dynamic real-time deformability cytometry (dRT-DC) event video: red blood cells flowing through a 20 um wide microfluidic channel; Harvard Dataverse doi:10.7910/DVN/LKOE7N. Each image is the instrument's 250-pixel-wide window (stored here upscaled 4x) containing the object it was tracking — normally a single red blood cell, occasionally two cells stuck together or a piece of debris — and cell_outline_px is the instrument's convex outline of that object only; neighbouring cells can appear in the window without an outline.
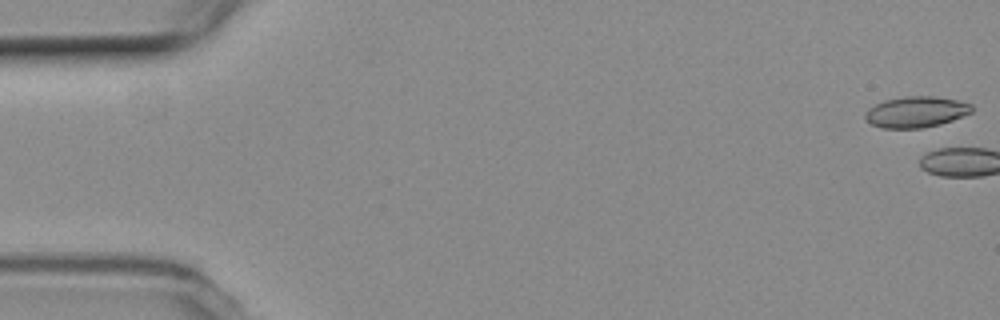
{"species": "common noctule bat (a hibernating species)", "species_latin": "Nyctalus noctula", "temperature_condition": "room temperature", "stored_images_in_passage": 3, "camera_frame_rate_fps": 3000, "um_per_image_px": 0.085, "animal": {"sex": "female", "body_mass_g": 19.3, "forearm_length_mm": 54.1}, "frame": {"image": 1, "passage_image": 1, "time_ms": 0.0, "image_size_px": [1000, 320], "cell_outline_px": [[972, 112], [952, 120], [940, 124], [924, 128], [880, 128], [864, 120], [864, 112], [868, 108], [884, 100], [904, 96], [936, 96], [956, 100], [972, 104]], "centroid_in_image_um": [77.82, 9.51], "position_along_channel_um": 7.2, "area_um2": 19.42}}